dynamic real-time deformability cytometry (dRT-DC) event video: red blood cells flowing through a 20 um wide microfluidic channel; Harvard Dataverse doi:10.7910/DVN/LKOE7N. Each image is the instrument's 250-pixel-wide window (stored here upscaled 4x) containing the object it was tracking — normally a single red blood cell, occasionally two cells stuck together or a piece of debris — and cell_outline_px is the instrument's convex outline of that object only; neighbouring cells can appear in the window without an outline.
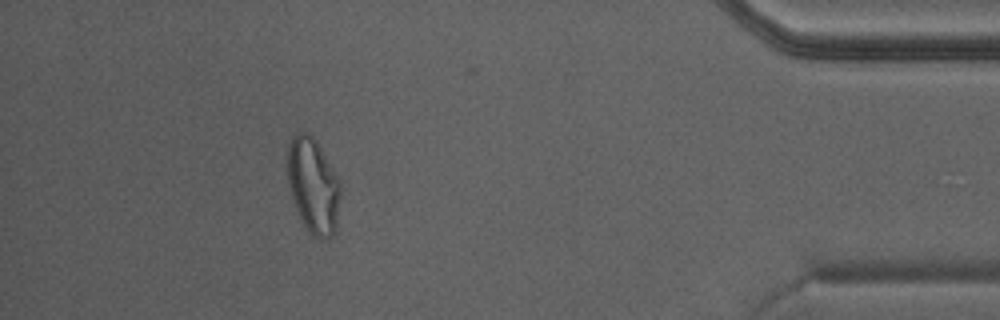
{"species": "Egyptian fruit bat (a non-hibernating species)", "species_latin": "Rousettus aegyptiacus", "temperature_condition": "warm", "stored_images_in_passage": 37, "segment_of_instrument_passage": [1, 2], "camera_frame_rate_fps": 3000, "um_per_image_px": 0.085, "animal": {"sex": "male"}, "frame": {"image": 1, "passage_image": 32, "time_ms": 10.333, "image_size_px": [1000, 320], "cell_outline_px": [[340, 196], [336, 228], [332, 236], [324, 240], [320, 240], [312, 236], [308, 232], [300, 220], [288, 184], [288, 144], [292, 136], [300, 128], [308, 132], [316, 140], [340, 180]], "centroid_in_image_um": [26.62, 15.77], "position_along_channel_um": 408.6, "area_um2": 29.82}}